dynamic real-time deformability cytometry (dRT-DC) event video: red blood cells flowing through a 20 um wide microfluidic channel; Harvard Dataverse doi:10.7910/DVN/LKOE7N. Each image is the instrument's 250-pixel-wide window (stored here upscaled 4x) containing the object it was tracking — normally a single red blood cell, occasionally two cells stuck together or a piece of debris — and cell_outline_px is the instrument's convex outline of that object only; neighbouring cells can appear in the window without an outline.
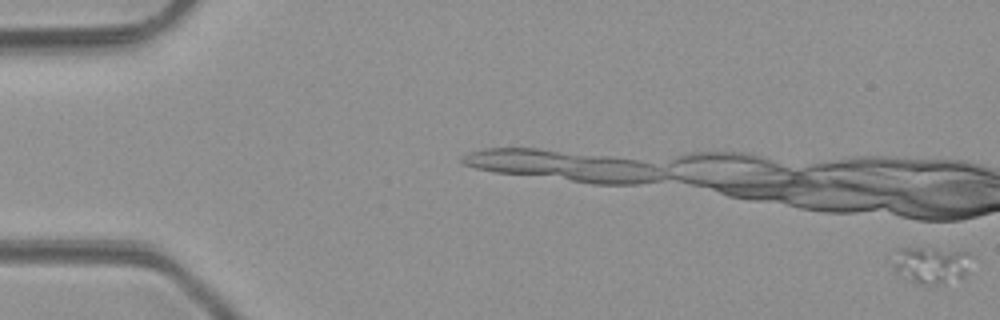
{"species": "common noctule bat (a hibernating species)", "species_latin": "Nyctalus noctula", "temperature_condition": "room temperature", "stored_images_in_passage": 4, "camera_frame_rate_fps": 3000, "um_per_image_px": 0.085, "animal": {"sex": "male", "body_mass_g": 23.1, "forearm_length_mm": 52.7}, "frame": {"image": 1, "passage_image": 1, "time_ms": 0.0, "image_size_px": [1000, 320], "cell_outline_px": [[972, 256], [964, 276], [944, 284], [916, 284], [896, 276], [896, 248], [932, 248], [968, 252]], "centroid_in_image_um": [79.14, 22.54], "position_along_channel_um": 5.9, "area_um2": 16.88}}